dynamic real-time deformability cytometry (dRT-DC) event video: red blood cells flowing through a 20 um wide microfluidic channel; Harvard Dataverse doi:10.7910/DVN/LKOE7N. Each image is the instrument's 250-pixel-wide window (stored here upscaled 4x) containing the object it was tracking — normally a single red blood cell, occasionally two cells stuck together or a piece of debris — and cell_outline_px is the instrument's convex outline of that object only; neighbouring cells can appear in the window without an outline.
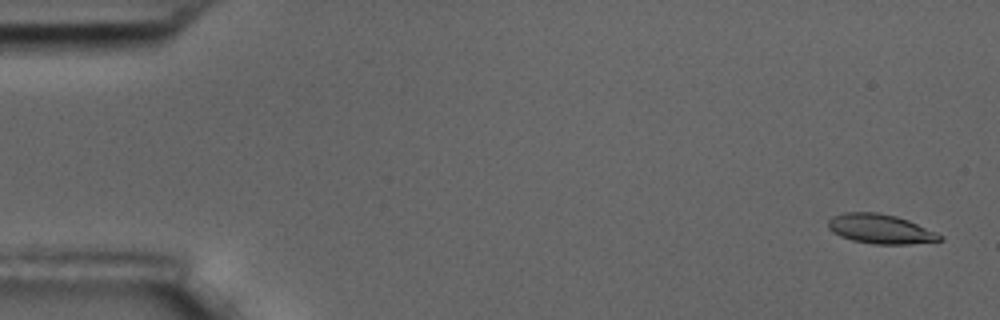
{"species": "common noctule bat (a hibernating species)", "species_latin": "Nyctalus noctula", "temperature_condition": "room temperature", "stored_images_in_passage": 5, "camera_frame_rate_fps": 3000, "um_per_image_px": 0.085, "animal": {"sex": "male", "body_mass_g": 17.5, "forearm_length_mm": 52.3}, "frame": {"image": 1, "passage_image": 1, "time_ms": 0.0, "image_size_px": [1000, 320], "cell_outline_px": [[944, 240], [908, 244], [872, 244], [852, 240], [840, 236], [832, 232], [828, 228], [828, 220], [832, 216], [844, 212], [876, 212], [896, 216], [908, 220], [936, 232], [944, 236]], "centroid_in_image_um": [74.82, 19.46], "position_along_channel_um": 10.2, "area_um2": 19.25}}
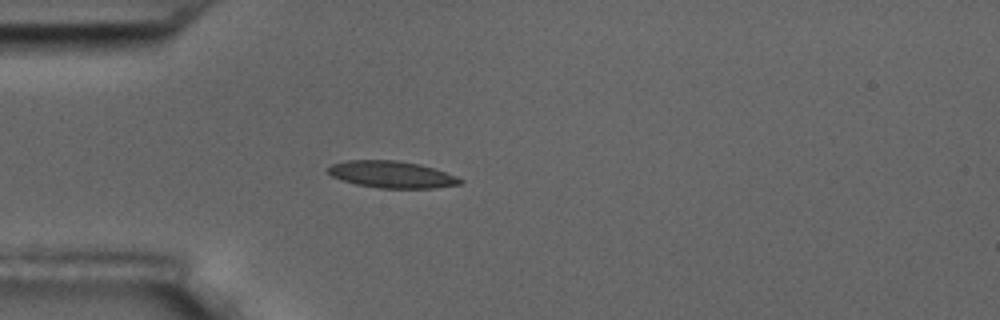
{"frame": {"image": 2, "passage_image": 5, "time_ms": 4.667, "image_size_px": [1000, 320], "cell_outline_px": [[464, 180], [460, 184], [436, 188], [380, 188], [356, 184], [332, 176], [328, 172], [328, 168], [332, 164], [348, 160], [396, 160], [420, 164], [456, 176]], "centroid_in_image_um": [33.31, 14.83], "position_along_channel_um": 51.7, "area_um2": 20.46}}